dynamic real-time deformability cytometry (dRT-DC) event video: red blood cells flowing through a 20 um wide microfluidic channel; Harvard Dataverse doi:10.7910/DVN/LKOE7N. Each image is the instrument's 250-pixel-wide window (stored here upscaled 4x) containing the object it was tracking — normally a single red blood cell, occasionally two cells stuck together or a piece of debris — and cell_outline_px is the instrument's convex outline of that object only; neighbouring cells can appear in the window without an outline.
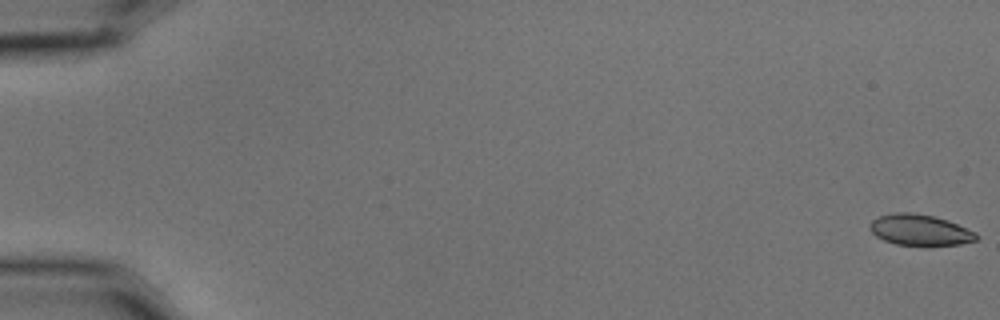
{"species": "common noctule bat (a hibernating species)", "species_latin": "Nyctalus noctula", "temperature_condition": "cold", "stored_images_in_passage": 7, "camera_frame_rate_fps": 3000, "um_per_image_px": 0.085, "animal": {"sex": "male", "body_mass_g": 15.6}, "frame": {"image": 1, "passage_image": 1, "time_ms": 0.0, "image_size_px": [1000, 320], "cell_outline_px": [[980, 236], [976, 240], [960, 244], [928, 248], [896, 244], [884, 240], [876, 236], [868, 228], [868, 224], [872, 220], [880, 216], [896, 212], [912, 212], [932, 216], [948, 220], [976, 232]], "centroid_in_image_um": [78.21, 19.59], "position_along_channel_um": 6.8, "area_um2": 19.88}}
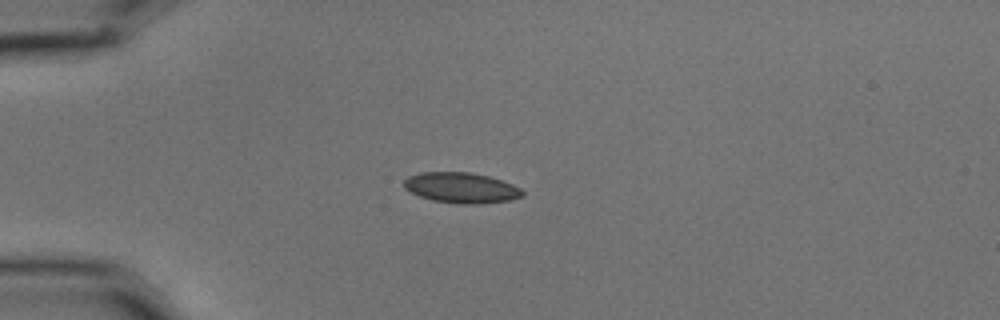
{"frame": {"image": 2, "passage_image": 4, "time_ms": 1.0, "image_size_px": [1000, 320], "cell_outline_px": [[524, 196], [508, 200], [476, 204], [464, 204], [432, 200], [420, 196], [404, 188], [404, 180], [408, 176], [420, 172], [468, 172], [488, 176], [512, 184], [520, 188], [524, 192]], "centroid_in_image_um": [39.2, 15.95], "position_along_channel_um": 45.8, "area_um2": 20.87}}
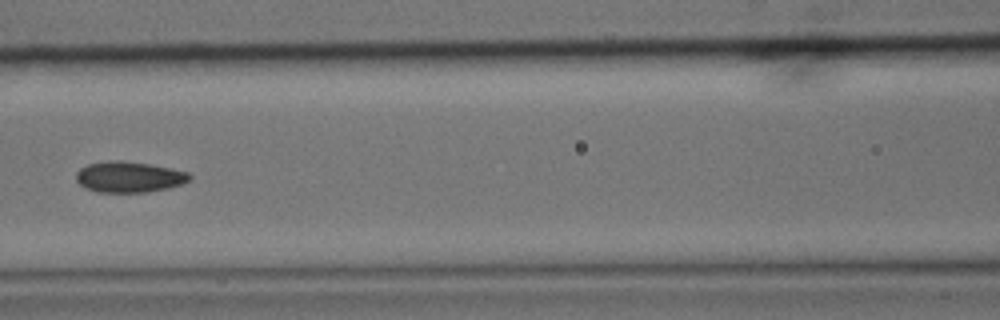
{"frame": {"image": 3, "passage_image": 7, "time_ms": 2.0, "image_size_px": [1000, 320], "cell_outline_px": [[192, 180], [168, 188], [148, 192], [96, 192], [84, 188], [76, 180], [76, 172], [80, 168], [88, 164], [108, 160], [120, 160], [148, 164], [172, 168], [188, 172], [192, 176]], "centroid_in_image_um": [10.96, 15.04], "position_along_channel_um": 155.6, "area_um2": 20.58}}